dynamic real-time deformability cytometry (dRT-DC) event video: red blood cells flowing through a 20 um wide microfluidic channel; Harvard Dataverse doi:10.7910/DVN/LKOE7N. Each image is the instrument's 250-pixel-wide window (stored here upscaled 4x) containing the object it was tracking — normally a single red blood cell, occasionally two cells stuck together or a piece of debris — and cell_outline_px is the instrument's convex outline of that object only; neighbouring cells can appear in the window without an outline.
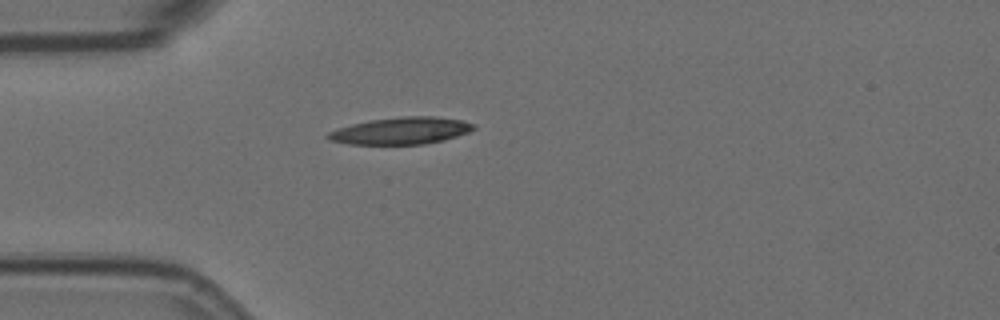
{"species": "Egyptian fruit bat (a non-hibernating species)", "species_latin": "Rousettus aegyptiacus", "temperature_condition": "room temperature", "stored_images_in_passage": 3, "camera_frame_rate_fps": 3000, "um_per_image_px": 0.085, "animal": {"sex": "female"}, "frame": {"image": 1, "passage_image": 1, "time_ms": 0.0, "image_size_px": [1000, 320], "cell_outline_px": [[476, 128], [468, 132], [444, 140], [424, 144], [348, 144], [328, 140], [324, 136], [328, 132], [336, 128], [368, 120], [404, 116], [432, 116], [464, 120], [476, 124]], "centroid_in_image_um": [34.07, 11.11], "position_along_channel_um": 50.9, "area_um2": 23.12}}
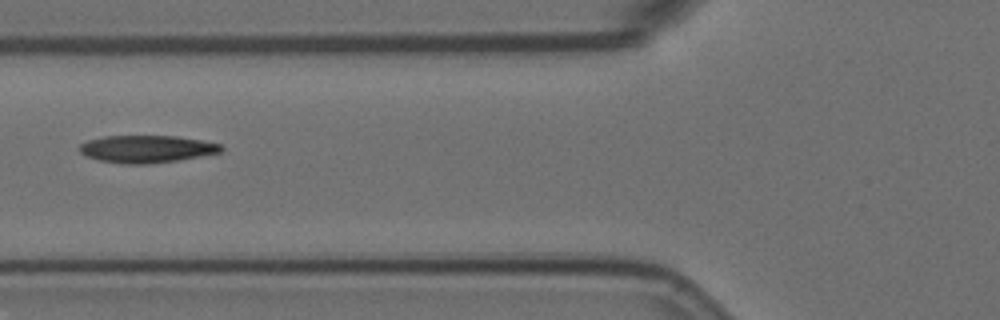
{"frame": {"image": 2, "passage_image": 3, "time_ms": 0.667, "image_size_px": [1000, 320], "cell_outline_px": [[224, 148], [220, 152], [176, 160], [148, 164], [124, 164], [100, 160], [84, 156], [80, 152], [80, 144], [88, 140], [104, 136], [176, 136], [200, 140], [220, 144]], "centroid_in_image_um": [12.42, 12.66], "position_along_channel_um": 113.4, "area_um2": 22.37}}